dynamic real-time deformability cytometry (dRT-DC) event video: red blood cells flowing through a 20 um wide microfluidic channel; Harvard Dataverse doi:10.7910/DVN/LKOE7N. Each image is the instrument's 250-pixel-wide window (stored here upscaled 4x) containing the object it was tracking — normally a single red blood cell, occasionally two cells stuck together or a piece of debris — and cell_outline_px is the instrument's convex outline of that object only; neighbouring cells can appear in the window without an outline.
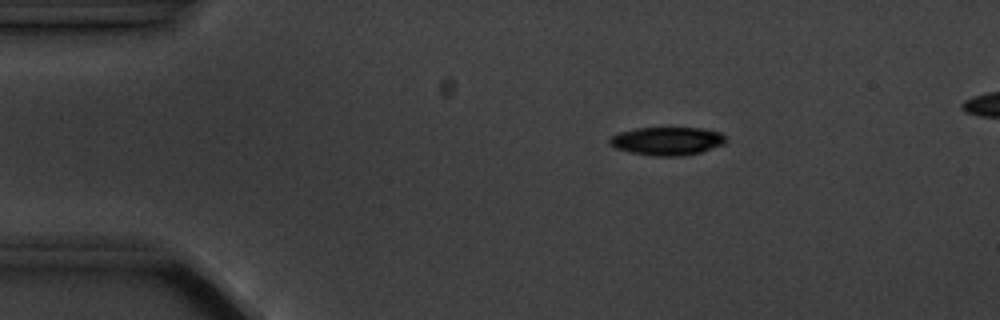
{"species": "common noctule bat (a hibernating species)", "species_latin": "Nyctalus noctula", "temperature_condition": "cold", "stored_images_in_passage": 6, "camera_frame_rate_fps": 3000, "um_per_image_px": 0.085, "animal": {"sex": "male", "body_mass_g": 20.1, "forearm_length_mm": 53.5}, "frame": {"image": 1, "passage_image": 3, "time_ms": 3.0, "image_size_px": [1000, 320], "cell_outline_px": [[728, 140], [724, 144], [700, 152], [680, 156], [652, 156], [632, 152], [616, 148], [608, 140], [612, 136], [620, 132], [636, 128], [704, 128], [720, 132]], "centroid_in_image_um": [56.74, 11.98], "position_along_channel_um": 28.3, "area_um2": 18.96}}